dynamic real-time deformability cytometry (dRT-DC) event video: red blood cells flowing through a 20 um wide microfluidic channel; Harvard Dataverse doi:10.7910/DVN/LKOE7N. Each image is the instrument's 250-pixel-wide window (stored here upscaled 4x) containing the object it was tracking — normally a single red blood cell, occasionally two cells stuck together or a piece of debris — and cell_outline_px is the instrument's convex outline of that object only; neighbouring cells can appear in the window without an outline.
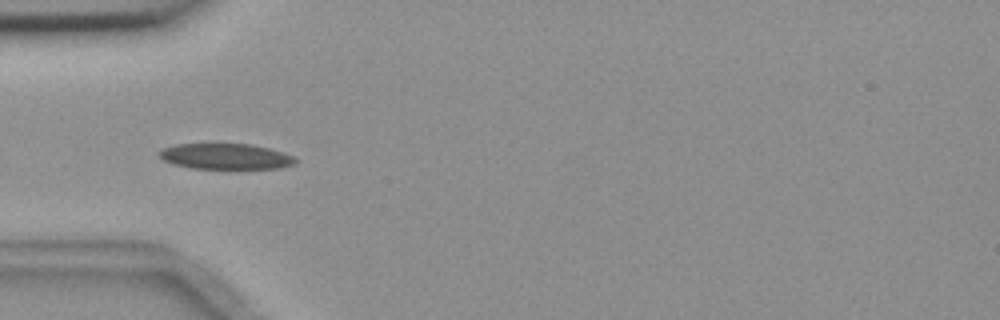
{"species": "common noctule bat (a hibernating species)", "species_latin": "Nyctalus noctula", "temperature_condition": "room temperature", "stored_images_in_passage": 4, "camera_frame_rate_fps": 3000, "um_per_image_px": 0.085, "animal": {"sex": "female", "body_mass_g": 18.4}, "frame": {"image": 1, "passage_image": 4, "time_ms": 4.333, "image_size_px": [1000, 320], "cell_outline_px": [[296, 164], [280, 168], [192, 168], [172, 164], [164, 160], [160, 156], [160, 152], [164, 148], [176, 144], [252, 144], [268, 148], [292, 156], [296, 160]], "centroid_in_image_um": [19.18, 13.29], "position_along_channel_um": 65.8, "area_um2": 20.06}}